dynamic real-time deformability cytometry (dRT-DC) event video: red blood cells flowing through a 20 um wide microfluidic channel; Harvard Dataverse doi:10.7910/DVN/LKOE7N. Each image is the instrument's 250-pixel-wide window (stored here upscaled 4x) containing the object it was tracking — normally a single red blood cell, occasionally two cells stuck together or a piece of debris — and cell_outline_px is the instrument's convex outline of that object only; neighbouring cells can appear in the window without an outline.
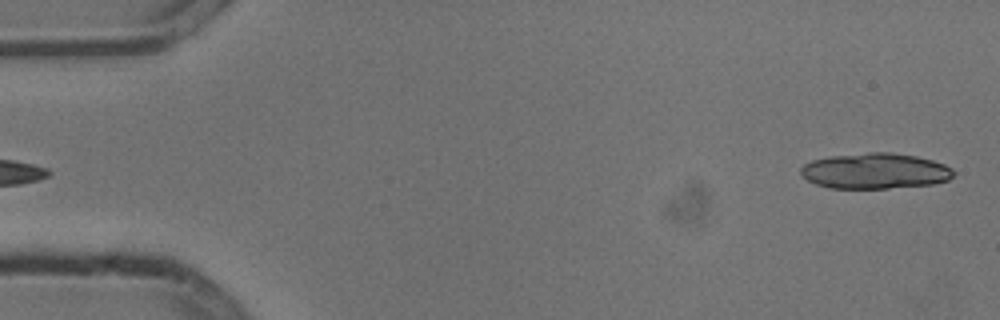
{"species": "common noctule bat (a hibernating species)", "species_latin": "Nyctalus noctula", "temperature_condition": "cold", "stored_images_in_passage": 6, "segment_of_instrument_passage": [2, 2], "camera_frame_rate_fps": 3000, "um_per_image_px": 0.085, "animal": {"sex": "male", "body_mass_g": 13.3}, "frame": {"image": 1, "passage_image": 6, "time_ms": 1.667, "image_size_px": [1000, 320], "cell_outline_px": [[956, 172], [948, 180], [932, 184], [888, 188], [828, 188], [816, 184], [808, 180], [800, 172], [800, 168], [804, 164], [812, 160], [832, 156], [868, 152], [888, 152], [916, 156], [932, 160], [944, 164], [952, 168]], "centroid_in_image_um": [74.39, 14.53], "position_along_channel_um": 10.6, "area_um2": 31.67}}